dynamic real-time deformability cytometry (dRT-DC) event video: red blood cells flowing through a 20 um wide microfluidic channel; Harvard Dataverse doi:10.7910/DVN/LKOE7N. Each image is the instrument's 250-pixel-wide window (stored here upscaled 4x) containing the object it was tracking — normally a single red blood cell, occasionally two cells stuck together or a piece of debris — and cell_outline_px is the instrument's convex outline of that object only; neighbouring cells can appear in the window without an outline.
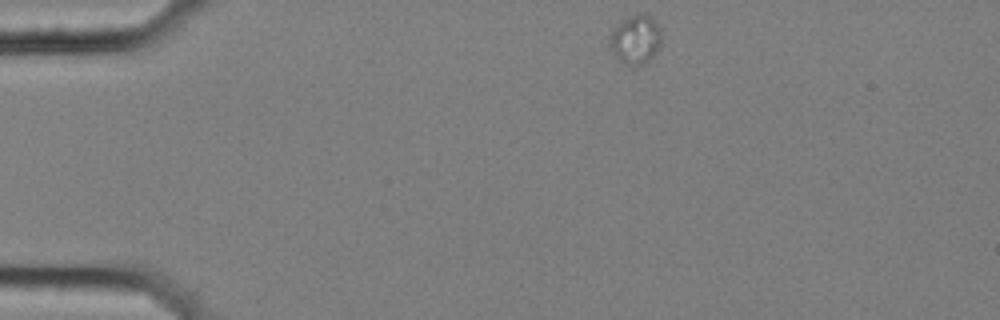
{"species": "common noctule bat (a hibernating species)", "species_latin": "Nyctalus noctula", "temperature_condition": "cold", "stored_images_in_passage": 4, "camera_frame_rate_fps": 3000, "um_per_image_px": 0.085, "animal": {"sex": "female", "body_mass_g": 25.1}, "frame": {"image": 1, "passage_image": 1, "time_ms": 0.0, "image_size_px": [1000, 320], "cell_outline_px": [[660, 44], [656, 52], [644, 64], [636, 68], [632, 68], [620, 60], [616, 56], [608, 44], [608, 40], [612, 32], [628, 16], [644, 12], [660, 28]], "centroid_in_image_um": [54.02, 3.4], "position_along_channel_um": 31.0, "area_um2": 14.57}}